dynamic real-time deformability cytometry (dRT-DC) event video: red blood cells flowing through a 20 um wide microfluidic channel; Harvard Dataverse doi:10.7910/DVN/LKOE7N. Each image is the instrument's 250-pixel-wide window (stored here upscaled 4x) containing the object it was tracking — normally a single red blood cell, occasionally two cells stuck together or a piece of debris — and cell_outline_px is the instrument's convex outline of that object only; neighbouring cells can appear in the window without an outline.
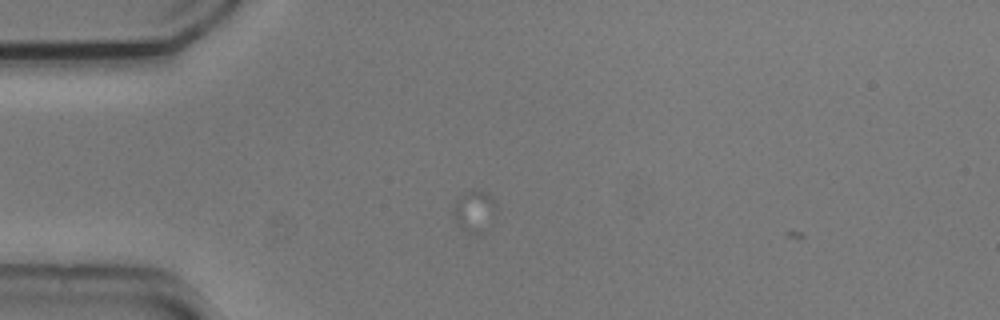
{"species": "common noctule bat (a hibernating species)", "species_latin": "Nyctalus noctula", "temperature_condition": "cold", "stored_images_in_passage": 3, "camera_frame_rate_fps": 3000, "um_per_image_px": 0.085, "animal": {"sex": "male", "body_mass_g": 20.5, "forearm_length_mm": 52.5}, "frame": {"image": 1, "passage_image": 1, "time_ms": 0.0, "image_size_px": [1000, 320], "cell_outline_px": [[496, 208], [488, 228], [484, 232], [468, 232], [456, 220], [452, 212], [452, 208], [456, 196], [468, 188], [480, 188], [488, 192], [492, 196]], "centroid_in_image_um": [40.3, 17.82], "position_along_channel_um": 44.7, "area_um2": 10.69}}